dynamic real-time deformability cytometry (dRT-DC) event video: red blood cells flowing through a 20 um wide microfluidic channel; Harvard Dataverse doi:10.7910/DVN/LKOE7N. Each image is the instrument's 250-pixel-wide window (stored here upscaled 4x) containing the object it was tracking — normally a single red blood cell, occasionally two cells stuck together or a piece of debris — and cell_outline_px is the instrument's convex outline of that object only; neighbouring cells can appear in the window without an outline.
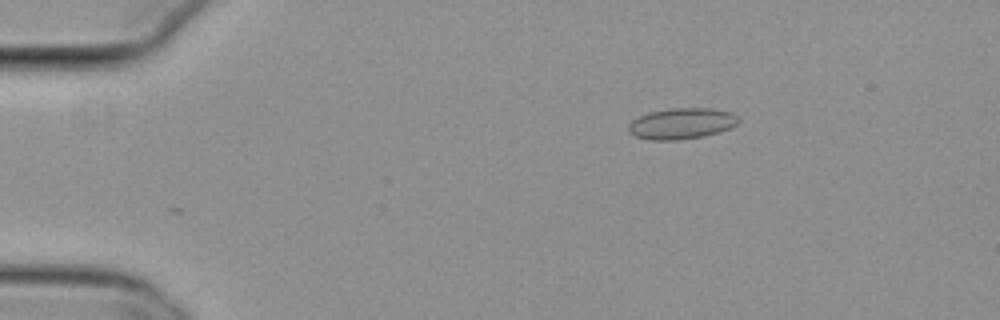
{"species": "common noctule bat (a hibernating species)", "species_latin": "Nyctalus noctula", "temperature_condition": "cold", "stored_images_in_passage": 35, "camera_frame_rate_fps": 3000, "um_per_image_px": 0.085, "animal": {"sex": "female", "body_mass_g": 29.2, "forearm_length_mm": 56.3}, "frame": {"image": 1, "passage_image": 2, "time_ms": 0.333, "image_size_px": [1000, 320], "cell_outline_px": [[740, 120], [736, 124], [728, 128], [704, 136], [676, 140], [652, 140], [636, 136], [628, 132], [628, 124], [632, 120], [648, 112], [672, 108], [712, 108], [732, 112]], "centroid_in_image_um": [57.91, 10.49], "position_along_channel_um": 27.1, "area_um2": 19.77}}
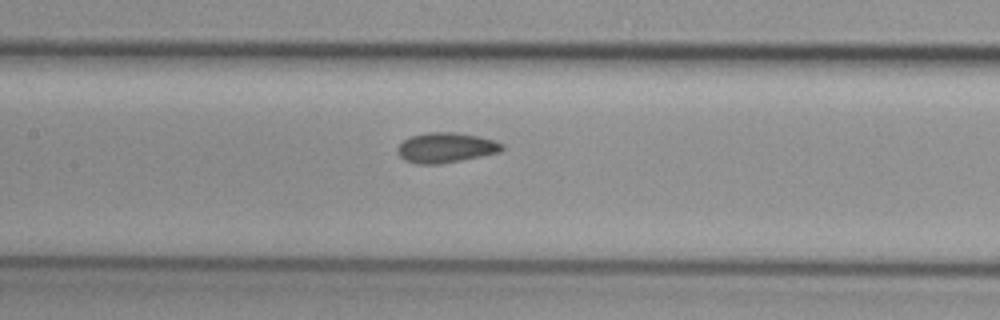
{"frame": {"image": 2, "passage_image": 19, "time_ms": 6.0, "image_size_px": [1000, 320], "cell_outline_px": [[504, 148], [500, 152], [440, 164], [416, 164], [404, 160], [396, 152], [396, 148], [404, 140], [412, 136], [428, 132], [456, 132], [480, 136], [496, 140], [504, 144]], "centroid_in_image_um": [37.91, 12.54], "position_along_channel_um": 169.5, "area_um2": 18.44}}
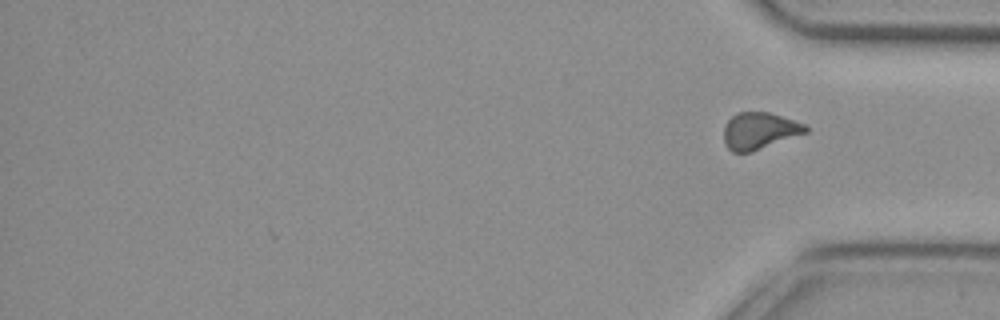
{"frame": {"image": 3, "passage_image": 35, "time_ms": 11.333, "image_size_px": [1000, 320], "cell_outline_px": [[808, 132], [752, 152], [732, 152], [728, 148], [724, 140], [724, 128], [728, 120], [736, 112], [768, 112], [804, 124], [808, 128]], "centroid_in_image_um": [64.54, 11.12], "position_along_channel_um": 370.7, "area_um2": 17.4}, "authors_computed_cell_mechanics": {"area_um2": 17.8024, "velocity_mm_per_s": 3.785, "shape_relaxation_time_tau1_ms": null, "shape_relaxation_time_tau2_ms": 1.9207, "deformation_change_tau1": null, "deformation_change_tau2": 0.06}}